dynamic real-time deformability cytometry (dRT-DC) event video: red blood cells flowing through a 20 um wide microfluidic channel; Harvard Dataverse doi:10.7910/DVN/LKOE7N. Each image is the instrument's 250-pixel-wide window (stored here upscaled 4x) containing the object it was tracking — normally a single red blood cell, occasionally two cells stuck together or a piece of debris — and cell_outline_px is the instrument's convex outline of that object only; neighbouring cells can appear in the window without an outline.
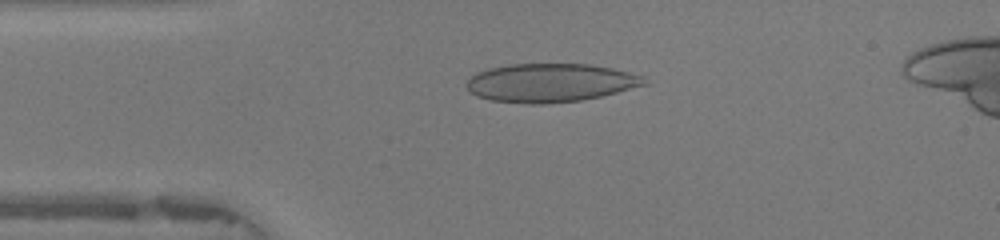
{"species": "human", "species_latin": "Homo sapiens", "temperature_condition": "warm", "stored_images_in_passage": 47, "camera_frame_rate_fps": 3000, "um_per_image_px": 0.085, "donor": {"sex": "female"}, "frame": {"image": 1, "passage_image": 10, "time_ms": 3.0, "image_size_px": [1000, 240], "cell_outline_px": [[648, 84], [600, 96], [580, 100], [544, 104], [528, 104], [492, 100], [476, 96], [468, 92], [464, 84], [476, 72], [488, 68], [508, 64], [588, 64], [612, 68], [644, 76], [648, 80]], "centroid_in_image_um": [46.74, 7.03], "position_along_channel_um": 38.3, "area_um2": 40.06}}
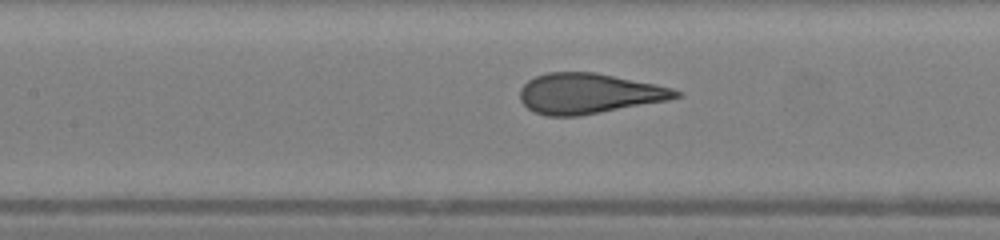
{"frame": {"image": 2, "passage_image": 20, "time_ms": 6.333, "image_size_px": [1000, 240], "cell_outline_px": [[684, 96], [668, 100], [576, 116], [548, 116], [536, 112], [528, 108], [520, 100], [520, 88], [528, 80], [536, 76], [548, 72], [596, 72], [656, 84], [672, 88], [684, 92]], "centroid_in_image_um": [50.07, 7.93], "position_along_channel_um": 157.3, "area_um2": 36.53}}
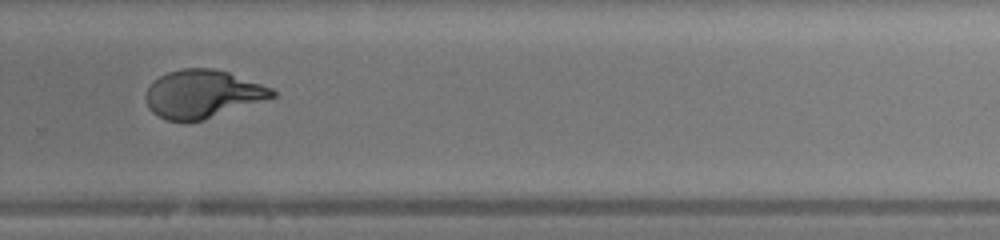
{"frame": {"image": 3, "passage_image": 31, "time_ms": 10.0, "image_size_px": [1000, 240], "cell_outline_px": [[276, 96], [204, 120], [188, 124], [184, 124], [168, 120], [152, 112], [148, 108], [144, 96], [148, 88], [160, 76], [168, 72], [184, 68], [212, 68], [228, 72], [272, 88], [276, 92]], "centroid_in_image_um": [17.18, 8.02], "position_along_channel_um": 312.6, "area_um2": 35.49}, "authors_computed_cell_mechanics": {"area_um2": 37.4544, "velocity_mm_per_s": 4.249, "shape_relaxation_time_tau1_ms": 8.8293, "shape_relaxation_time_tau2_ms": null, "deformation_change_tau1": 0.3629, "deformation_change_tau2": null}}